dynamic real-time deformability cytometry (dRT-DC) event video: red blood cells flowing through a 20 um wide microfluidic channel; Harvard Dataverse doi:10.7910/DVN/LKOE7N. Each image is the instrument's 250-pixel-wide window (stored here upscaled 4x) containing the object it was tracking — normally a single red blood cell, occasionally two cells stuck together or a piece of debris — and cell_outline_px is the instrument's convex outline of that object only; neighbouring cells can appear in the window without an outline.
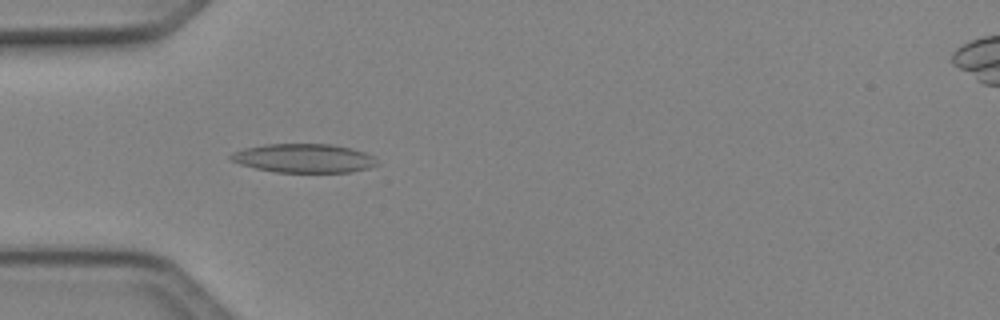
{"species": "Egyptian fruit bat (a non-hibernating species)", "species_latin": "Rousettus aegyptiacus", "temperature_condition": "cold", "stored_images_in_passage": 49, "camera_frame_rate_fps": 3000, "um_per_image_px": 0.085, "animal": {"sex": "female"}, "frame": {"image": 1, "passage_image": 15, "time_ms": 4.667, "image_size_px": [1000, 320], "cell_outline_px": [[380, 164], [368, 168], [352, 172], [276, 172], [256, 168], [240, 164], [228, 160], [228, 156], [232, 152], [244, 148], [264, 144], [332, 144], [352, 148], [364, 152], [372, 156]], "centroid_in_image_um": [25.8, 13.44], "position_along_channel_um": 59.2, "area_um2": 24.74}}
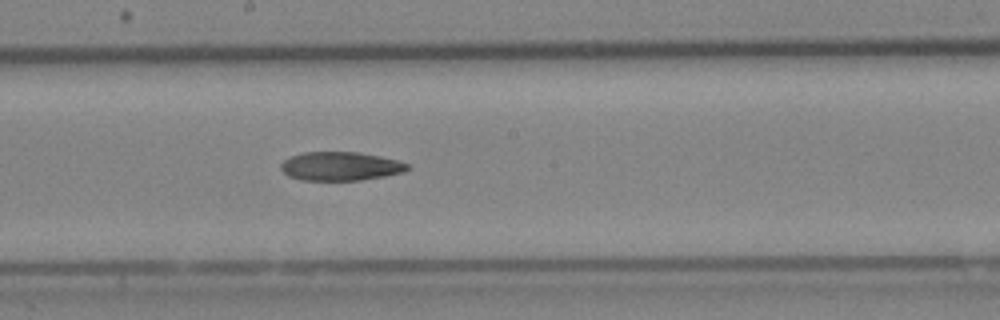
{"frame": {"image": 2, "passage_image": 27, "time_ms": 8.667, "image_size_px": [1000, 320], "cell_outline_px": [[408, 168], [404, 172], [384, 176], [360, 180], [300, 180], [288, 176], [280, 168], [280, 164], [284, 160], [292, 156], [304, 152], [360, 152], [400, 160], [408, 164]], "centroid_in_image_um": [28.94, 14.12], "position_along_channel_um": 219.3, "area_um2": 21.21}}
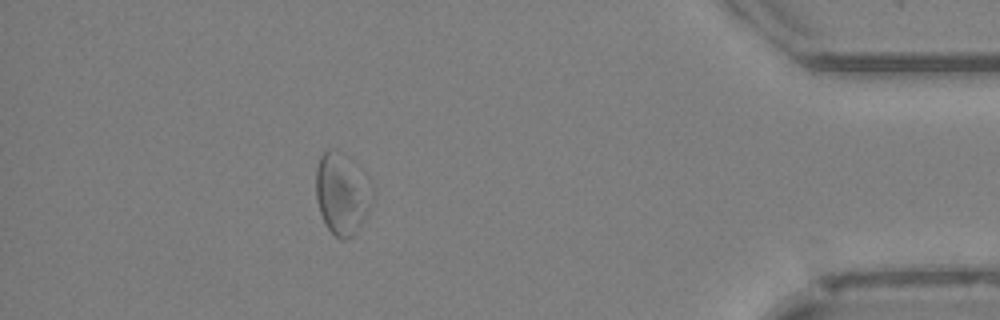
{"frame": {"image": 3, "passage_image": 44, "time_ms": 14.333, "image_size_px": [1000, 320], "cell_outline_px": [[372, 200], [364, 216], [352, 236], [344, 240], [340, 240], [328, 228], [320, 212], [316, 200], [316, 168], [320, 156], [328, 148], [336, 148], [348, 156], [372, 196]], "centroid_in_image_um": [28.96, 16.45], "position_along_channel_um": 406.2, "area_um2": 25.55}, "authors_computed_cell_mechanics": {"area_um2": 24.276, "velocity_mm_per_s": 4.1238, "shape_relaxation_time_tau1_ms": null, "shape_relaxation_time_tau2_ms": 9.231, "deformation_change_tau1": null, "deformation_change_tau2": 0.1484}}